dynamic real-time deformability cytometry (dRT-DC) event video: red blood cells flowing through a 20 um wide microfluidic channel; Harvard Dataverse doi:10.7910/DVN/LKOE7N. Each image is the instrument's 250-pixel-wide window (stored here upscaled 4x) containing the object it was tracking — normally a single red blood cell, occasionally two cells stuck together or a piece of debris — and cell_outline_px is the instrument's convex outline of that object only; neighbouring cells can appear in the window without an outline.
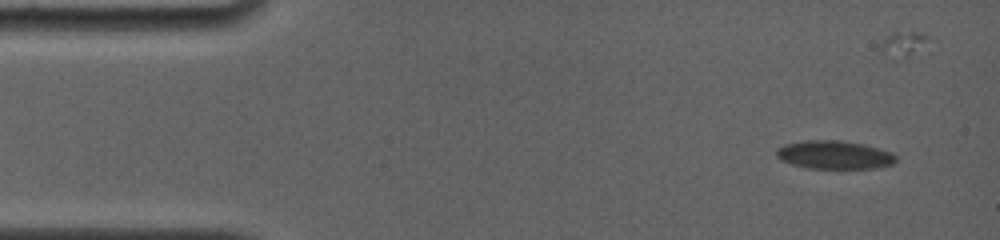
{"species": "common noctule bat (a hibernating species)", "species_latin": "Nyctalus noctula", "temperature_condition": "room temperature", "stored_images_in_passage": 54, "camera_frame_rate_fps": 4000, "um_per_image_px": 0.085, "animal": {"sex": "female", "body_mass_g": 19.0, "forearm_length_mm": 56.7}, "frame": {"image": 1, "passage_image": 1, "time_ms": 0.0, "image_size_px": [1000, 240], "cell_outline_px": [[896, 160], [892, 164], [876, 168], [808, 168], [792, 164], [780, 160], [776, 156], [776, 148], [784, 144], [804, 140], [840, 140], [864, 144], [892, 152], [896, 156]], "centroid_in_image_um": [70.89, 13.15], "position_along_channel_um": 14.1, "area_um2": 19.83}}
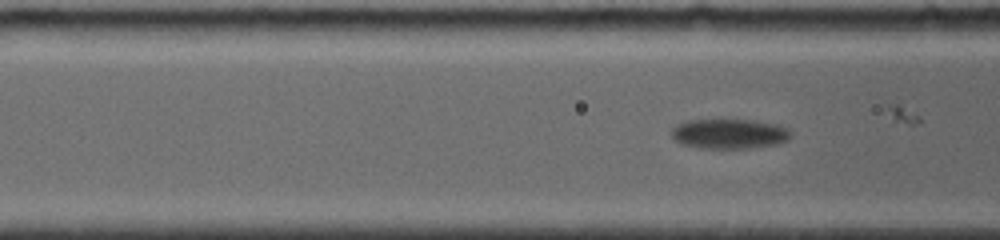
{"frame": {"image": 2, "passage_image": 36, "time_ms": 5.5, "image_size_px": [1000, 240], "cell_outline_px": [[792, 136], [788, 140], [776, 144], [748, 148], [700, 148], [680, 144], [672, 136], [672, 128], [676, 124], [688, 120], [752, 120], [776, 124], [788, 128]], "centroid_in_image_um": [61.98, 11.37], "position_along_channel_um": 104.6, "area_um2": 20.75}}
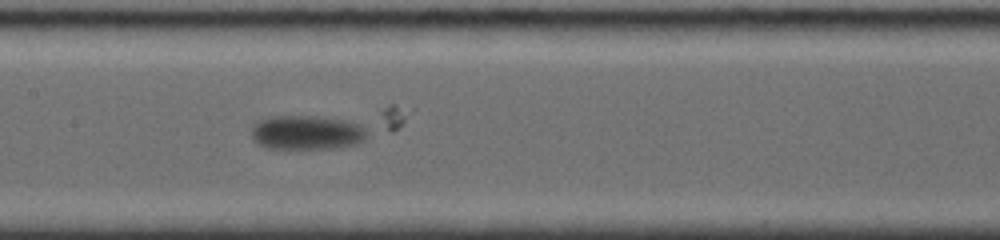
{"frame": {"image": 3, "passage_image": 53, "time_ms": 7.75, "image_size_px": [1000, 240], "cell_outline_px": [[368, 136], [364, 140], [356, 144], [332, 148], [268, 148], [256, 144], [252, 140], [252, 124], [256, 120], [268, 116], [320, 116], [344, 120], [360, 124], [368, 132]], "centroid_in_image_um": [26.04, 11.25], "position_along_channel_um": 181.4, "area_um2": 23.41}}